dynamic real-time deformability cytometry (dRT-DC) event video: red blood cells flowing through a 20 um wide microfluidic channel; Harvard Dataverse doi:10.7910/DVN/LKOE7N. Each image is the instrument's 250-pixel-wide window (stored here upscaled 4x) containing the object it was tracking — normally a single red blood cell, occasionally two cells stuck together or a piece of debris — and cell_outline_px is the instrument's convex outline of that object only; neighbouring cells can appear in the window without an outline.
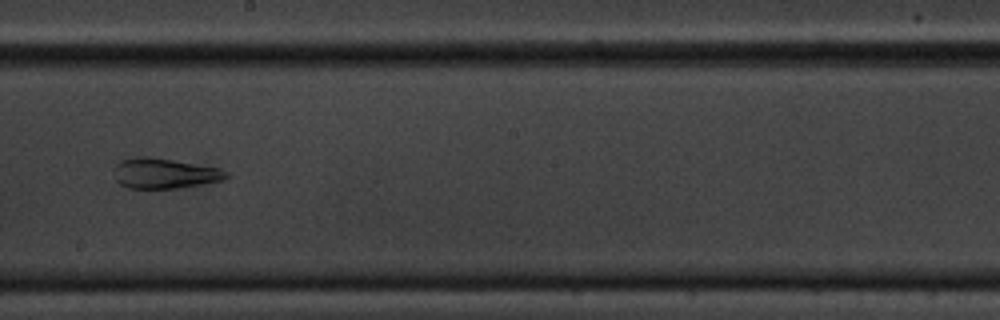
{"species": "common noctule bat (a hibernating species)", "species_latin": "Nyctalus noctula", "temperature_condition": "cold", "stored_images_in_passage": 12, "camera_frame_rate_fps": 3000, "um_per_image_px": 0.085, "animal": {"sex": "male", "body_mass_g": 20.1, "forearm_length_mm": 53.5}, "frame": {"image": 1, "passage_image": 6, "time_ms": 6.667, "image_size_px": [1000, 320], "cell_outline_px": [[232, 176], [224, 180], [204, 184], [176, 188], [128, 188], [120, 184], [116, 180], [116, 164], [120, 160], [136, 156], [148, 156], [220, 168], [228, 172]], "centroid_in_image_um": [14.03, 14.73], "position_along_channel_um": 234.2, "area_um2": 19.83}}
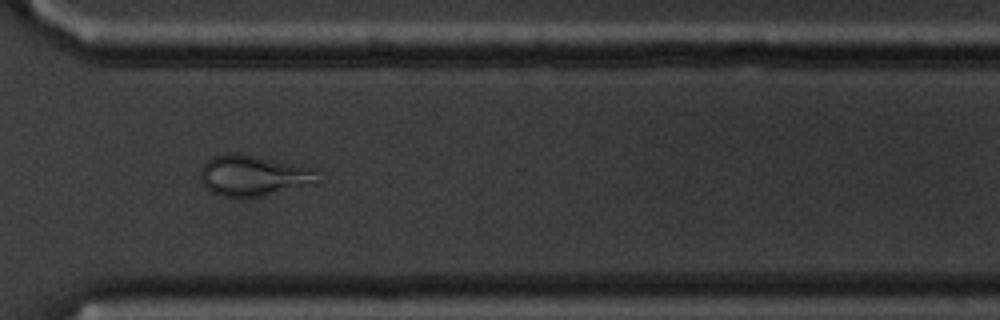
{"frame": {"image": 2, "passage_image": 9, "time_ms": 10.0, "image_size_px": [1000, 320], "cell_outline_px": [[320, 184], [256, 196], [224, 196], [212, 192], [200, 180], [200, 172], [204, 164], [212, 156], [224, 152], [236, 152], [312, 168], [320, 180]], "centroid_in_image_um": [21.54, 14.9], "position_along_channel_um": 349.1, "area_um2": 27.57}, "authors_computed_cell_mechanics": {"area_um2": 21.3571, "velocity_mm_per_s": 3.4396, "shape_relaxation_time_tau1_ms": null, "shape_relaxation_time_tau2_ms": 4.0854, "deformation_change_tau1": null, "deformation_change_tau2": 0.0924}}